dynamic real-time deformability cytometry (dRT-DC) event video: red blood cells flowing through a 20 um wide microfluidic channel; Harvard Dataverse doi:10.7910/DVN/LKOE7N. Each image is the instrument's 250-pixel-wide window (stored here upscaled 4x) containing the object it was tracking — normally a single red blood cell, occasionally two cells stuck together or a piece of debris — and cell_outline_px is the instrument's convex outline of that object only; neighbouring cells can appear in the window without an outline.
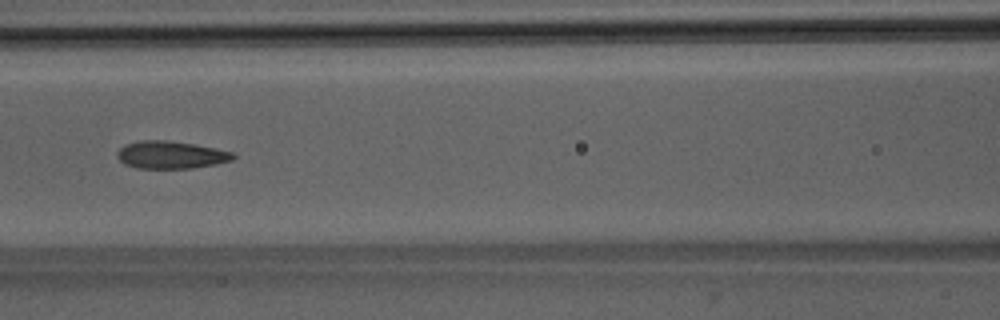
{"species": "Egyptian fruit bat (a non-hibernating species)", "species_latin": "Rousettus aegyptiacus", "temperature_condition": "room temperature", "stored_images_in_passage": 52, "camera_frame_rate_fps": 3000, "um_per_image_px": 0.085, "animal": {"sex": "male"}, "frame": {"image": 1, "passage_image": 24, "time_ms": 7.667, "image_size_px": [1000, 320], "cell_outline_px": [[236, 156], [232, 160], [216, 164], [192, 168], [136, 168], [124, 164], [116, 156], [116, 152], [124, 144], [140, 140], [168, 140], [196, 144], [216, 148], [232, 152]], "centroid_in_image_um": [14.5, 13.15], "position_along_channel_um": 152.1, "area_um2": 18.79}}
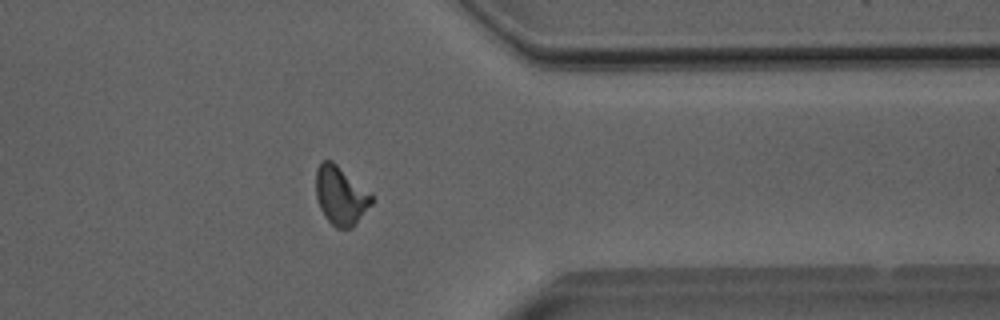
{"frame": {"image": 2, "passage_image": 42, "time_ms": 13.667, "image_size_px": [1000, 320], "cell_outline_px": [[372, 204], [356, 224], [352, 228], [336, 228], [328, 220], [320, 208], [316, 196], [316, 168], [324, 160], [332, 160], [372, 196]], "centroid_in_image_um": [28.93, 16.64], "position_along_channel_um": 382.5, "area_um2": 18.61}}
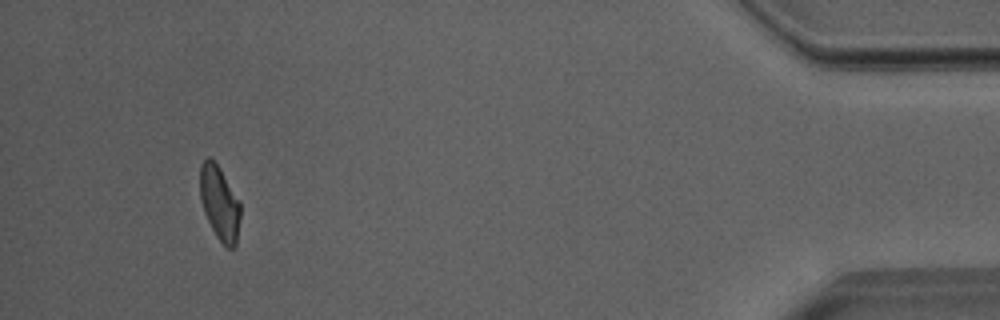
{"frame": {"image": 3, "passage_image": 49, "time_ms": 16.0, "image_size_px": [1000, 320], "cell_outline_px": [[240, 216], [236, 244], [232, 248], [228, 248], [216, 236], [204, 212], [200, 200], [200, 164], [208, 156], [220, 168], [240, 200]], "centroid_in_image_um": [18.66, 17.24], "position_along_channel_um": 416.5, "area_um2": 17.4}, "authors_computed_cell_mechanics": {"area_um2": 18.9295, "velocity_mm_per_s": 3.9973, "shape_relaxation_time_tau1_ms": 6.0816, "shape_relaxation_time_tau2_ms": 1.0907, "deformation_change_tau1": 0.1584, "deformation_change_tau2": 0.078}}